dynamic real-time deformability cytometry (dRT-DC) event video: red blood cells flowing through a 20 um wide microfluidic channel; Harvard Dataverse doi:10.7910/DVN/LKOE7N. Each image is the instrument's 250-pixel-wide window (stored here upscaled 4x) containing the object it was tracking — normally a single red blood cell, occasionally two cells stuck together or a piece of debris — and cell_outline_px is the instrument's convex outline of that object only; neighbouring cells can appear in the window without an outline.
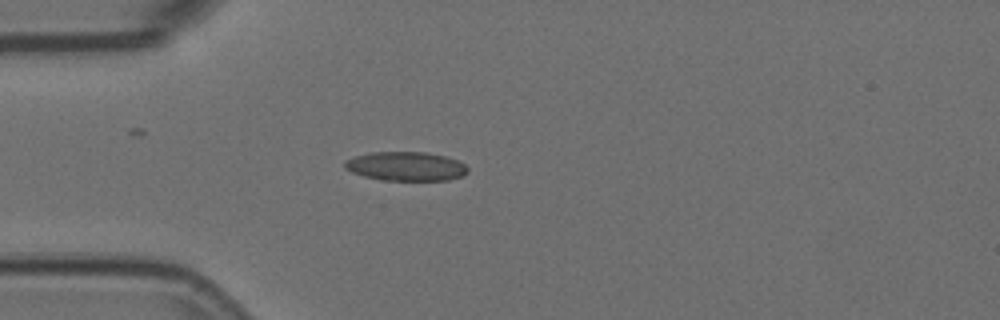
{"species": "Egyptian fruit bat (a non-hibernating species)", "species_latin": "Rousettus aegyptiacus", "temperature_condition": "room temperature", "stored_images_in_passage": 1, "camera_frame_rate_fps": 3000, "um_per_image_px": 0.085, "animal": {"sex": "female"}, "frame": {"image": 1, "passage_image": 1, "time_ms": 0.0, "image_size_px": [1000, 320], "cell_outline_px": [[468, 172], [464, 176], [448, 180], [380, 180], [364, 176], [352, 172], [344, 168], [344, 160], [368, 152], [424, 152], [444, 156], [456, 160], [464, 164], [468, 168]], "centroid_in_image_um": [34.49, 14.14], "position_along_channel_um": 50.5, "area_um2": 20.87}}